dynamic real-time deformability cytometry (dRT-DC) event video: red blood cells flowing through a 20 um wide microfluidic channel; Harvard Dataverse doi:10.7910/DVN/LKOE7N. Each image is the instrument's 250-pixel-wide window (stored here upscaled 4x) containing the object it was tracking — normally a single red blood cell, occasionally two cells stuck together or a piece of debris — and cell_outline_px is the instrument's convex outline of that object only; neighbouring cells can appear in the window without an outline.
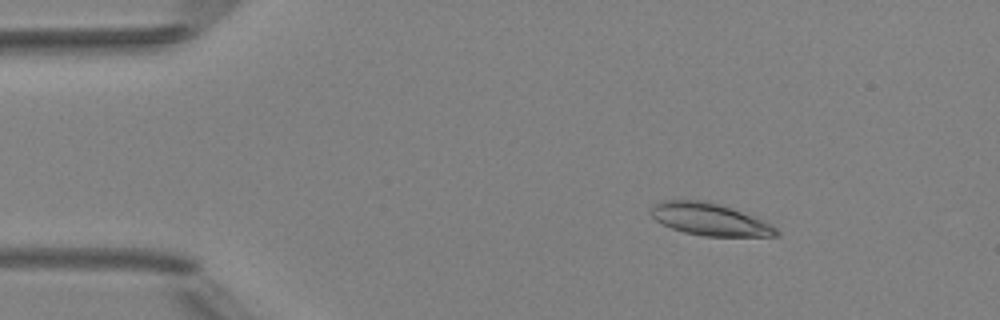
{"species": "Egyptian fruit bat (a non-hibernating species)", "species_latin": "Rousettus aegyptiacus", "temperature_condition": "room temperature", "stored_images_in_passage": 5, "camera_frame_rate_fps": 3000, "um_per_image_px": 0.085, "animal": {"sex": "female"}, "frame": {"image": 1, "passage_image": 3, "time_ms": 2.333, "image_size_px": [1000, 320], "cell_outline_px": [[780, 236], [704, 236], [684, 232], [672, 228], [656, 220], [648, 212], [660, 200], [704, 200], [740, 212], [772, 224], [780, 232]], "centroid_in_image_um": [60.31, 18.65], "position_along_channel_um": 24.7, "area_um2": 23.12}}